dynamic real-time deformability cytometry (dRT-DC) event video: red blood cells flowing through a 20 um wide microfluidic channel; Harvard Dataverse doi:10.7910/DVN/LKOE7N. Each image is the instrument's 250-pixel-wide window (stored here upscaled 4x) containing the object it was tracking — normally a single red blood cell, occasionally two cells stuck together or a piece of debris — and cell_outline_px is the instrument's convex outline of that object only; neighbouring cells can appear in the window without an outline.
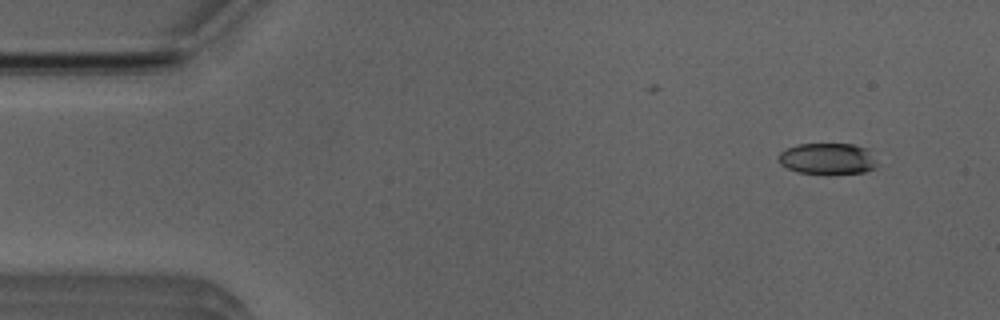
{"species": "Egyptian fruit bat (a non-hibernating species)", "species_latin": "Rousettus aegyptiacus", "temperature_condition": "room temperature", "stored_images_in_passage": 9, "camera_frame_rate_fps": 3000, "um_per_image_px": 0.085, "animal": {"sex": "male"}, "frame": {"image": 1, "passage_image": 1, "time_ms": 0.0, "image_size_px": [1000, 320], "cell_outline_px": [[876, 168], [864, 172], [796, 172], [780, 164], [780, 152], [788, 148], [800, 144], [852, 144], [868, 148], [876, 164]], "centroid_in_image_um": [70.35, 13.46], "position_along_channel_um": 14.6, "area_um2": 17.34}}